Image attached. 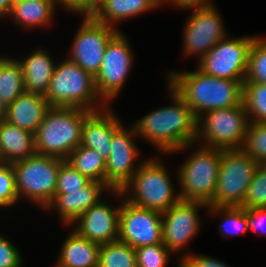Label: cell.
<instances>
[{"label": "cell", "mask_w": 266, "mask_h": 267, "mask_svg": "<svg viewBox=\"0 0 266 267\" xmlns=\"http://www.w3.org/2000/svg\"><path fill=\"white\" fill-rule=\"evenodd\" d=\"M174 105L162 106L133 123L138 138L153 144L160 154L192 148L197 138V118L184 99L168 84Z\"/></svg>", "instance_id": "obj_1"}, {"label": "cell", "mask_w": 266, "mask_h": 267, "mask_svg": "<svg viewBox=\"0 0 266 267\" xmlns=\"http://www.w3.org/2000/svg\"><path fill=\"white\" fill-rule=\"evenodd\" d=\"M168 84L184 99L194 116L216 109L243 104V83L195 71H173L167 76Z\"/></svg>", "instance_id": "obj_2"}, {"label": "cell", "mask_w": 266, "mask_h": 267, "mask_svg": "<svg viewBox=\"0 0 266 267\" xmlns=\"http://www.w3.org/2000/svg\"><path fill=\"white\" fill-rule=\"evenodd\" d=\"M169 175L159 158L146 159L121 190L111 193L137 207L163 213L181 200Z\"/></svg>", "instance_id": "obj_3"}, {"label": "cell", "mask_w": 266, "mask_h": 267, "mask_svg": "<svg viewBox=\"0 0 266 267\" xmlns=\"http://www.w3.org/2000/svg\"><path fill=\"white\" fill-rule=\"evenodd\" d=\"M90 113L77 107L51 106L34 135L36 153L66 160L81 145L84 120Z\"/></svg>", "instance_id": "obj_4"}, {"label": "cell", "mask_w": 266, "mask_h": 267, "mask_svg": "<svg viewBox=\"0 0 266 267\" xmlns=\"http://www.w3.org/2000/svg\"><path fill=\"white\" fill-rule=\"evenodd\" d=\"M44 97L50 106L77 107L91 112L108 106L96 91L95 77L68 58L55 65Z\"/></svg>", "instance_id": "obj_5"}, {"label": "cell", "mask_w": 266, "mask_h": 267, "mask_svg": "<svg viewBox=\"0 0 266 267\" xmlns=\"http://www.w3.org/2000/svg\"><path fill=\"white\" fill-rule=\"evenodd\" d=\"M197 149L178 170L179 195L183 201L208 205L216 192L223 149L201 145Z\"/></svg>", "instance_id": "obj_6"}, {"label": "cell", "mask_w": 266, "mask_h": 267, "mask_svg": "<svg viewBox=\"0 0 266 267\" xmlns=\"http://www.w3.org/2000/svg\"><path fill=\"white\" fill-rule=\"evenodd\" d=\"M63 159L35 154L12 163L18 199L26 198L45 210L54 199Z\"/></svg>", "instance_id": "obj_7"}, {"label": "cell", "mask_w": 266, "mask_h": 267, "mask_svg": "<svg viewBox=\"0 0 266 267\" xmlns=\"http://www.w3.org/2000/svg\"><path fill=\"white\" fill-rule=\"evenodd\" d=\"M244 104L208 111L197 118L198 142L201 146L220 149H241L249 126Z\"/></svg>", "instance_id": "obj_8"}, {"label": "cell", "mask_w": 266, "mask_h": 267, "mask_svg": "<svg viewBox=\"0 0 266 267\" xmlns=\"http://www.w3.org/2000/svg\"><path fill=\"white\" fill-rule=\"evenodd\" d=\"M259 162L242 149H223L217 188L209 207H241Z\"/></svg>", "instance_id": "obj_9"}, {"label": "cell", "mask_w": 266, "mask_h": 267, "mask_svg": "<svg viewBox=\"0 0 266 267\" xmlns=\"http://www.w3.org/2000/svg\"><path fill=\"white\" fill-rule=\"evenodd\" d=\"M256 37L241 36L233 39L225 37L198 61L197 68L212 77L244 81L249 50Z\"/></svg>", "instance_id": "obj_10"}, {"label": "cell", "mask_w": 266, "mask_h": 267, "mask_svg": "<svg viewBox=\"0 0 266 267\" xmlns=\"http://www.w3.org/2000/svg\"><path fill=\"white\" fill-rule=\"evenodd\" d=\"M130 46L119 30L105 48L100 70L95 77V87L107 105L118 96L132 69L134 56Z\"/></svg>", "instance_id": "obj_11"}, {"label": "cell", "mask_w": 266, "mask_h": 267, "mask_svg": "<svg viewBox=\"0 0 266 267\" xmlns=\"http://www.w3.org/2000/svg\"><path fill=\"white\" fill-rule=\"evenodd\" d=\"M118 31L96 21L91 15H83V21L70 47L68 59L96 77L103 61L105 48Z\"/></svg>", "instance_id": "obj_12"}, {"label": "cell", "mask_w": 266, "mask_h": 267, "mask_svg": "<svg viewBox=\"0 0 266 267\" xmlns=\"http://www.w3.org/2000/svg\"><path fill=\"white\" fill-rule=\"evenodd\" d=\"M220 16L214 5L193 8L184 25L185 56L197 55L200 61L219 41L228 36Z\"/></svg>", "instance_id": "obj_13"}, {"label": "cell", "mask_w": 266, "mask_h": 267, "mask_svg": "<svg viewBox=\"0 0 266 267\" xmlns=\"http://www.w3.org/2000/svg\"><path fill=\"white\" fill-rule=\"evenodd\" d=\"M120 204L118 240L137 249L163 244L162 213L137 207L125 198Z\"/></svg>", "instance_id": "obj_14"}, {"label": "cell", "mask_w": 266, "mask_h": 267, "mask_svg": "<svg viewBox=\"0 0 266 267\" xmlns=\"http://www.w3.org/2000/svg\"><path fill=\"white\" fill-rule=\"evenodd\" d=\"M135 137L138 136L134 127L127 129L123 124L113 133L105 171V184L111 190H121L144 162L135 164L140 154L134 142Z\"/></svg>", "instance_id": "obj_15"}, {"label": "cell", "mask_w": 266, "mask_h": 267, "mask_svg": "<svg viewBox=\"0 0 266 267\" xmlns=\"http://www.w3.org/2000/svg\"><path fill=\"white\" fill-rule=\"evenodd\" d=\"M203 207L209 208L203 202L180 200L162 213L163 244L173 254L183 250L199 233L201 218L198 210Z\"/></svg>", "instance_id": "obj_16"}, {"label": "cell", "mask_w": 266, "mask_h": 267, "mask_svg": "<svg viewBox=\"0 0 266 267\" xmlns=\"http://www.w3.org/2000/svg\"><path fill=\"white\" fill-rule=\"evenodd\" d=\"M119 207L110 206L100 200L84 212L72 225L82 237L100 245L118 240Z\"/></svg>", "instance_id": "obj_17"}, {"label": "cell", "mask_w": 266, "mask_h": 267, "mask_svg": "<svg viewBox=\"0 0 266 267\" xmlns=\"http://www.w3.org/2000/svg\"><path fill=\"white\" fill-rule=\"evenodd\" d=\"M111 189L103 182L91 181L87 186L67 194H55L46 211L55 209L65 224L71 225L91 206L97 204L104 192Z\"/></svg>", "instance_id": "obj_18"}, {"label": "cell", "mask_w": 266, "mask_h": 267, "mask_svg": "<svg viewBox=\"0 0 266 267\" xmlns=\"http://www.w3.org/2000/svg\"><path fill=\"white\" fill-rule=\"evenodd\" d=\"M122 125L109 105L91 112L84 120L81 145L97 151L107 161L113 133Z\"/></svg>", "instance_id": "obj_19"}, {"label": "cell", "mask_w": 266, "mask_h": 267, "mask_svg": "<svg viewBox=\"0 0 266 267\" xmlns=\"http://www.w3.org/2000/svg\"><path fill=\"white\" fill-rule=\"evenodd\" d=\"M50 107L44 95L25 91L8 105L5 121L35 135Z\"/></svg>", "instance_id": "obj_20"}, {"label": "cell", "mask_w": 266, "mask_h": 267, "mask_svg": "<svg viewBox=\"0 0 266 267\" xmlns=\"http://www.w3.org/2000/svg\"><path fill=\"white\" fill-rule=\"evenodd\" d=\"M159 5H163L161 0H95L91 16L98 22L118 29V22L141 15Z\"/></svg>", "instance_id": "obj_21"}, {"label": "cell", "mask_w": 266, "mask_h": 267, "mask_svg": "<svg viewBox=\"0 0 266 267\" xmlns=\"http://www.w3.org/2000/svg\"><path fill=\"white\" fill-rule=\"evenodd\" d=\"M20 63L26 92L45 95L55 68L54 60L45 49H35Z\"/></svg>", "instance_id": "obj_22"}, {"label": "cell", "mask_w": 266, "mask_h": 267, "mask_svg": "<svg viewBox=\"0 0 266 267\" xmlns=\"http://www.w3.org/2000/svg\"><path fill=\"white\" fill-rule=\"evenodd\" d=\"M100 246L73 229L61 246L55 267H98Z\"/></svg>", "instance_id": "obj_23"}, {"label": "cell", "mask_w": 266, "mask_h": 267, "mask_svg": "<svg viewBox=\"0 0 266 267\" xmlns=\"http://www.w3.org/2000/svg\"><path fill=\"white\" fill-rule=\"evenodd\" d=\"M36 154L35 136L7 121L0 123V158L12 164Z\"/></svg>", "instance_id": "obj_24"}, {"label": "cell", "mask_w": 266, "mask_h": 267, "mask_svg": "<svg viewBox=\"0 0 266 267\" xmlns=\"http://www.w3.org/2000/svg\"><path fill=\"white\" fill-rule=\"evenodd\" d=\"M56 6L51 0H25L12 6L9 16L24 28L46 27L53 20Z\"/></svg>", "instance_id": "obj_25"}, {"label": "cell", "mask_w": 266, "mask_h": 267, "mask_svg": "<svg viewBox=\"0 0 266 267\" xmlns=\"http://www.w3.org/2000/svg\"><path fill=\"white\" fill-rule=\"evenodd\" d=\"M66 161L90 180L105 183L106 161L97 151L79 145Z\"/></svg>", "instance_id": "obj_26"}, {"label": "cell", "mask_w": 266, "mask_h": 267, "mask_svg": "<svg viewBox=\"0 0 266 267\" xmlns=\"http://www.w3.org/2000/svg\"><path fill=\"white\" fill-rule=\"evenodd\" d=\"M25 92L23 72L17 59L0 56V96L11 104Z\"/></svg>", "instance_id": "obj_27"}, {"label": "cell", "mask_w": 266, "mask_h": 267, "mask_svg": "<svg viewBox=\"0 0 266 267\" xmlns=\"http://www.w3.org/2000/svg\"><path fill=\"white\" fill-rule=\"evenodd\" d=\"M136 252L119 240L102 244L98 267H137Z\"/></svg>", "instance_id": "obj_28"}, {"label": "cell", "mask_w": 266, "mask_h": 267, "mask_svg": "<svg viewBox=\"0 0 266 267\" xmlns=\"http://www.w3.org/2000/svg\"><path fill=\"white\" fill-rule=\"evenodd\" d=\"M208 212L222 218L221 235H244L248 229L247 208L243 207H209ZM219 214V215H218Z\"/></svg>", "instance_id": "obj_29"}, {"label": "cell", "mask_w": 266, "mask_h": 267, "mask_svg": "<svg viewBox=\"0 0 266 267\" xmlns=\"http://www.w3.org/2000/svg\"><path fill=\"white\" fill-rule=\"evenodd\" d=\"M243 104L249 122L266 123V84L243 83Z\"/></svg>", "instance_id": "obj_30"}, {"label": "cell", "mask_w": 266, "mask_h": 267, "mask_svg": "<svg viewBox=\"0 0 266 267\" xmlns=\"http://www.w3.org/2000/svg\"><path fill=\"white\" fill-rule=\"evenodd\" d=\"M244 83L266 84V38L257 36L251 44Z\"/></svg>", "instance_id": "obj_31"}, {"label": "cell", "mask_w": 266, "mask_h": 267, "mask_svg": "<svg viewBox=\"0 0 266 267\" xmlns=\"http://www.w3.org/2000/svg\"><path fill=\"white\" fill-rule=\"evenodd\" d=\"M241 149L257 162L266 157V123H249Z\"/></svg>", "instance_id": "obj_32"}, {"label": "cell", "mask_w": 266, "mask_h": 267, "mask_svg": "<svg viewBox=\"0 0 266 267\" xmlns=\"http://www.w3.org/2000/svg\"><path fill=\"white\" fill-rule=\"evenodd\" d=\"M91 181L64 160L58 172L55 194H67L77 191L87 186Z\"/></svg>", "instance_id": "obj_33"}, {"label": "cell", "mask_w": 266, "mask_h": 267, "mask_svg": "<svg viewBox=\"0 0 266 267\" xmlns=\"http://www.w3.org/2000/svg\"><path fill=\"white\" fill-rule=\"evenodd\" d=\"M135 252L137 267H166L173 253L164 244L142 246Z\"/></svg>", "instance_id": "obj_34"}, {"label": "cell", "mask_w": 266, "mask_h": 267, "mask_svg": "<svg viewBox=\"0 0 266 267\" xmlns=\"http://www.w3.org/2000/svg\"><path fill=\"white\" fill-rule=\"evenodd\" d=\"M243 208H266V172L260 167L249 184Z\"/></svg>", "instance_id": "obj_35"}, {"label": "cell", "mask_w": 266, "mask_h": 267, "mask_svg": "<svg viewBox=\"0 0 266 267\" xmlns=\"http://www.w3.org/2000/svg\"><path fill=\"white\" fill-rule=\"evenodd\" d=\"M18 201L12 165L2 163L0 165V208L13 206Z\"/></svg>", "instance_id": "obj_36"}, {"label": "cell", "mask_w": 266, "mask_h": 267, "mask_svg": "<svg viewBox=\"0 0 266 267\" xmlns=\"http://www.w3.org/2000/svg\"><path fill=\"white\" fill-rule=\"evenodd\" d=\"M19 250L0 233V267H22Z\"/></svg>", "instance_id": "obj_37"}, {"label": "cell", "mask_w": 266, "mask_h": 267, "mask_svg": "<svg viewBox=\"0 0 266 267\" xmlns=\"http://www.w3.org/2000/svg\"><path fill=\"white\" fill-rule=\"evenodd\" d=\"M179 259L178 267H230L226 263L210 256L195 255L188 251Z\"/></svg>", "instance_id": "obj_38"}, {"label": "cell", "mask_w": 266, "mask_h": 267, "mask_svg": "<svg viewBox=\"0 0 266 267\" xmlns=\"http://www.w3.org/2000/svg\"><path fill=\"white\" fill-rule=\"evenodd\" d=\"M55 5L60 4L69 12L83 15H91L94 12L95 0H51Z\"/></svg>", "instance_id": "obj_39"}, {"label": "cell", "mask_w": 266, "mask_h": 267, "mask_svg": "<svg viewBox=\"0 0 266 267\" xmlns=\"http://www.w3.org/2000/svg\"><path fill=\"white\" fill-rule=\"evenodd\" d=\"M249 231L266 234V208H247Z\"/></svg>", "instance_id": "obj_40"}, {"label": "cell", "mask_w": 266, "mask_h": 267, "mask_svg": "<svg viewBox=\"0 0 266 267\" xmlns=\"http://www.w3.org/2000/svg\"><path fill=\"white\" fill-rule=\"evenodd\" d=\"M161 3H171L176 8L193 9L213 5L211 0H161Z\"/></svg>", "instance_id": "obj_41"}, {"label": "cell", "mask_w": 266, "mask_h": 267, "mask_svg": "<svg viewBox=\"0 0 266 267\" xmlns=\"http://www.w3.org/2000/svg\"><path fill=\"white\" fill-rule=\"evenodd\" d=\"M11 12V0H0V17L8 16Z\"/></svg>", "instance_id": "obj_42"}, {"label": "cell", "mask_w": 266, "mask_h": 267, "mask_svg": "<svg viewBox=\"0 0 266 267\" xmlns=\"http://www.w3.org/2000/svg\"><path fill=\"white\" fill-rule=\"evenodd\" d=\"M8 105L5 104L0 96V123L6 119Z\"/></svg>", "instance_id": "obj_43"}, {"label": "cell", "mask_w": 266, "mask_h": 267, "mask_svg": "<svg viewBox=\"0 0 266 267\" xmlns=\"http://www.w3.org/2000/svg\"><path fill=\"white\" fill-rule=\"evenodd\" d=\"M259 167L266 172V157L259 162Z\"/></svg>", "instance_id": "obj_44"}, {"label": "cell", "mask_w": 266, "mask_h": 267, "mask_svg": "<svg viewBox=\"0 0 266 267\" xmlns=\"http://www.w3.org/2000/svg\"><path fill=\"white\" fill-rule=\"evenodd\" d=\"M25 0H11V9H12V6H14L15 4H18L20 2H23Z\"/></svg>", "instance_id": "obj_45"}]
</instances>
